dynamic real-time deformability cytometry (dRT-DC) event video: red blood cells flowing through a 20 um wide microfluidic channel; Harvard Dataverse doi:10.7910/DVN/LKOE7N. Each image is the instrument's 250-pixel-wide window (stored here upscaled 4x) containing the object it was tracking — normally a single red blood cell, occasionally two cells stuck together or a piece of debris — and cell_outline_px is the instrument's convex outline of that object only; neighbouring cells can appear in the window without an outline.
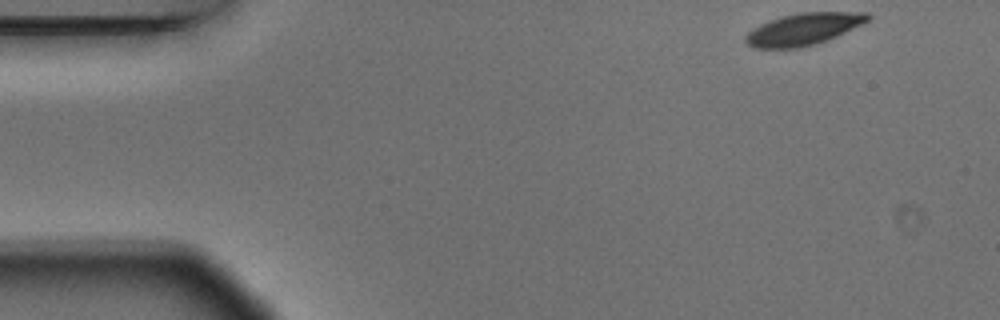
{"species": "Egyptian fruit bat (a non-hibernating species)", "species_latin": "Rousettus aegyptiacus", "temperature_condition": "warm", "stored_images_in_passage": 4, "camera_frame_rate_fps": 3000, "um_per_image_px": 0.085, "animal": {"sex": "male"}, "frame": {"image": 1, "passage_image": 1, "time_ms": 0.0, "image_size_px": [1000, 320], "cell_outline_px": [[872, 16], [864, 24], [836, 36], [816, 44], [800, 48], [752, 48], [744, 40], [744, 36], [748, 32], [780, 16], [800, 12], [868, 12]], "centroid_in_image_um": [68.34, 2.47], "position_along_channel_um": 16.7, "area_um2": 22.66}}
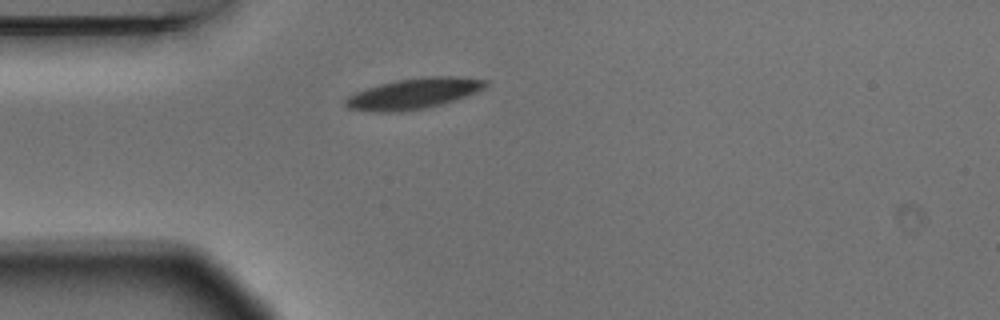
{"frame": {"image": 2, "passage_image": 3, "time_ms": 0.667, "image_size_px": [1000, 320], "cell_outline_px": [[488, 84], [484, 88], [476, 92], [440, 104], [424, 108], [400, 112], [368, 112], [348, 108], [344, 104], [344, 100], [348, 96], [356, 92], [380, 84], [396, 80], [420, 76], [460, 76], [488, 80]], "centroid_in_image_um": [35.14, 7.94], "position_along_channel_um": 49.9, "area_um2": 25.09}}